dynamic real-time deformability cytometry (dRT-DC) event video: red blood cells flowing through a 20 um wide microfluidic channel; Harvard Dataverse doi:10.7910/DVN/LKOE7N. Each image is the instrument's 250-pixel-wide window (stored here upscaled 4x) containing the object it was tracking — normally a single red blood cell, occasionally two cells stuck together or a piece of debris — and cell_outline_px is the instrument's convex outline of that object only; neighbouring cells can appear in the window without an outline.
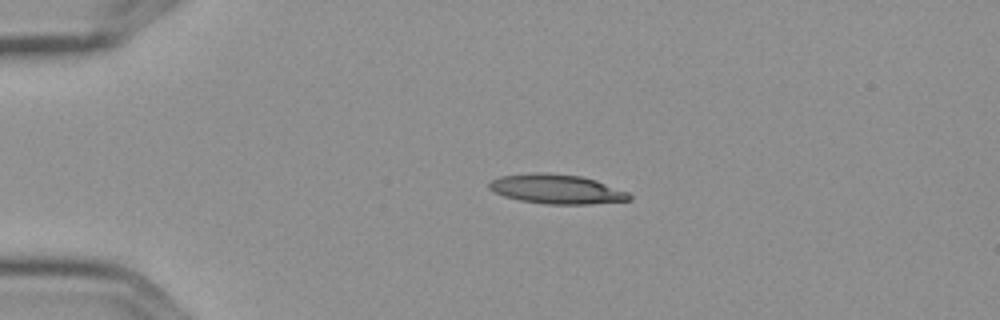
{"species": "Egyptian fruit bat (a non-hibernating species)", "species_latin": "Rousettus aegyptiacus", "temperature_condition": "cold", "stored_images_in_passage": 2, "camera_frame_rate_fps": 3000, "um_per_image_px": 0.085, "frame": {"image": 1, "passage_image": 1, "time_ms": 0.0, "image_size_px": [1000, 320], "cell_outline_px": [[632, 200], [592, 204], [544, 204], [520, 200], [504, 196], [488, 188], [488, 184], [492, 180], [500, 176], [580, 176], [596, 180], [628, 192], [632, 196]], "centroid_in_image_um": [47.41, 16.14], "position_along_channel_um": 37.6, "area_um2": 22.77}}